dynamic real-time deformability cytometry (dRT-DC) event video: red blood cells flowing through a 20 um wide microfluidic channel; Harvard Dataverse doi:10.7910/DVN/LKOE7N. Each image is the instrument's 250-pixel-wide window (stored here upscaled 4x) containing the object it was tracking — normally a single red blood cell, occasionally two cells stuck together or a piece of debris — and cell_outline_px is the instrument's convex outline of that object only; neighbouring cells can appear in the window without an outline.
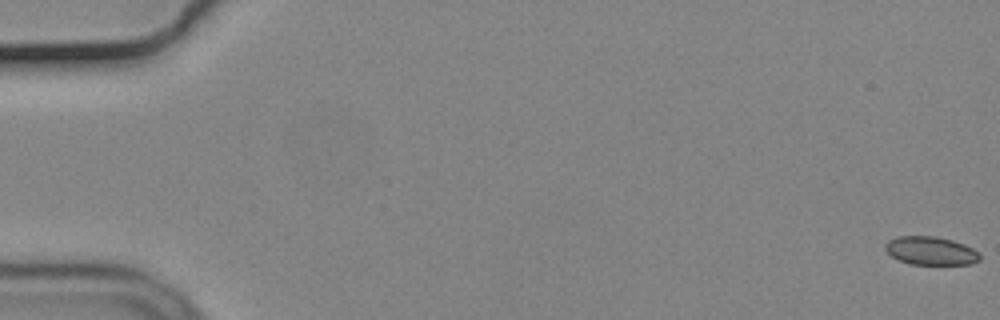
{"species": "common noctule bat (a hibernating species)", "species_latin": "Nyctalus noctula", "temperature_condition": "cold", "stored_images_in_passage": 14, "camera_frame_rate_fps": 3000, "um_per_image_px": 0.085, "animal": {"sex": "male", "body_mass_g": 19.2, "forearm_length_mm": 51.8}, "frame": {"image": 1, "passage_image": 1, "time_ms": 0.0, "image_size_px": [1000, 320], "cell_outline_px": [[980, 260], [972, 264], [912, 264], [900, 260], [892, 256], [884, 248], [884, 244], [888, 240], [896, 236], [936, 236], [952, 240], [964, 244], [980, 252]], "centroid_in_image_um": [79.12, 21.3], "position_along_channel_um": 5.9, "area_um2": 15.66}}